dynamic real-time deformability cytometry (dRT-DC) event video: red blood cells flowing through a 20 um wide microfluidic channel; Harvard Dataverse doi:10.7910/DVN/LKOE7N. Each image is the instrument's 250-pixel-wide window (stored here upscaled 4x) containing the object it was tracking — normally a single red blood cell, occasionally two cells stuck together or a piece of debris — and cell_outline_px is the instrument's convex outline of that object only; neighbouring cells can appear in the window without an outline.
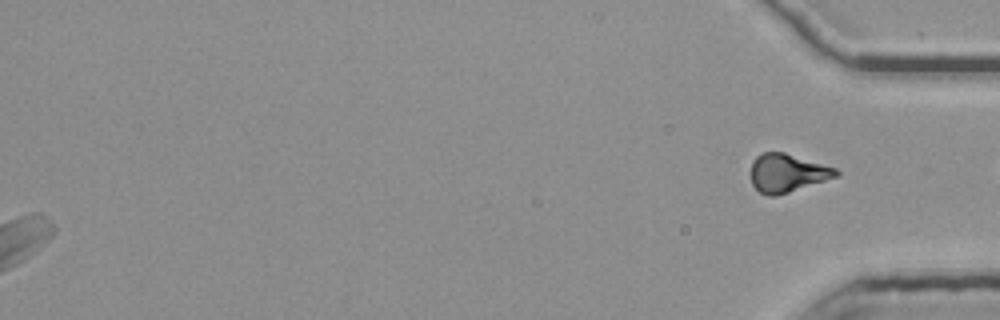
{"species": "common noctule bat (a hibernating species)", "species_latin": "Nyctalus noctula", "temperature_condition": "room temperature", "stored_images_in_passage": 56, "segment_of_instrument_passage": [2, 2], "camera_frame_rate_fps": 3000, "um_per_image_px": 0.085, "animal": {"sex": "female", "body_mass_g": 25.1}, "frame": {"image": 1, "passage_image": 56, "time_ms": 18.333, "image_size_px": [1000, 320], "cell_outline_px": [[840, 176], [776, 196], [768, 196], [760, 192], [752, 184], [752, 160], [756, 156], [764, 152], [784, 152], [836, 168], [840, 172]], "centroid_in_image_um": [66.94, 14.7], "position_along_channel_um": 368.3, "area_um2": 18.96}}